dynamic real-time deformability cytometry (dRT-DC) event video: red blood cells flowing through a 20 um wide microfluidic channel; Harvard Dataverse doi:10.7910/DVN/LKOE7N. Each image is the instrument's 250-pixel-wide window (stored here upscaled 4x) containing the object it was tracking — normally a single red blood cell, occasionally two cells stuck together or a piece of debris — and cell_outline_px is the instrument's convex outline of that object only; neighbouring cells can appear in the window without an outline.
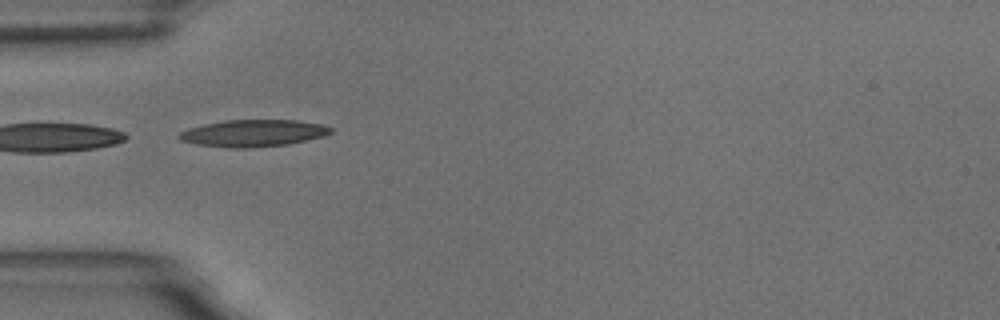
{"species": "common noctule bat (a hibernating species)", "species_latin": "Nyctalus noctula", "temperature_condition": "room temperature", "stored_images_in_passage": 5, "camera_frame_rate_fps": 3000, "um_per_image_px": 0.085, "animal": {"sex": "male", "body_mass_g": 18.8}, "frame": {"image": 1, "passage_image": 4, "time_ms": 3.667, "image_size_px": [1000, 320], "cell_outline_px": [[332, 132], [324, 136], [288, 144], [252, 148], [228, 148], [196, 144], [180, 140], [176, 136], [180, 132], [188, 128], [204, 124], [224, 120], [296, 120], [324, 124], [332, 128]], "centroid_in_image_um": [21.51, 11.32], "position_along_channel_um": 63.5, "area_um2": 23.99}}